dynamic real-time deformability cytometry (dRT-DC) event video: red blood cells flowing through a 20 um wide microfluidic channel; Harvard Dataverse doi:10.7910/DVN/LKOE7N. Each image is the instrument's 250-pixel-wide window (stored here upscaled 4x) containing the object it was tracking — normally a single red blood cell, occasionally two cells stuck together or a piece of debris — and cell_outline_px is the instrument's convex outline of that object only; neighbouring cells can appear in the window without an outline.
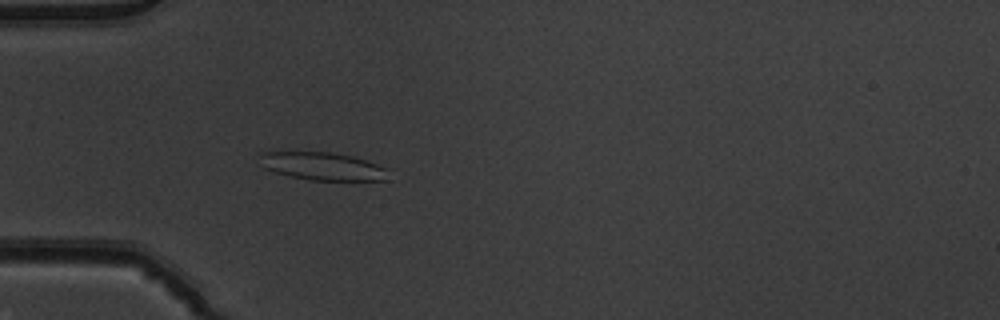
{"species": "common noctule bat (a hibernating species)", "species_latin": "Nyctalus noctula", "temperature_condition": "warm", "stored_images_in_passage": 53, "camera_frame_rate_fps": 3000, "um_per_image_px": 0.085, "animal": {"sex": "male", "body_mass_g": 19.5, "forearm_length_mm": 54.6}, "frame": {"image": 1, "passage_image": 17, "time_ms": 5.333, "image_size_px": [1000, 320], "cell_outline_px": [[388, 180], [308, 180], [288, 176], [264, 168], [260, 156], [260, 152], [296, 148], [328, 152], [352, 156], [376, 164], [384, 168]], "centroid_in_image_um": [27.27, 14.07], "position_along_channel_um": 57.7, "area_um2": 21.5}}
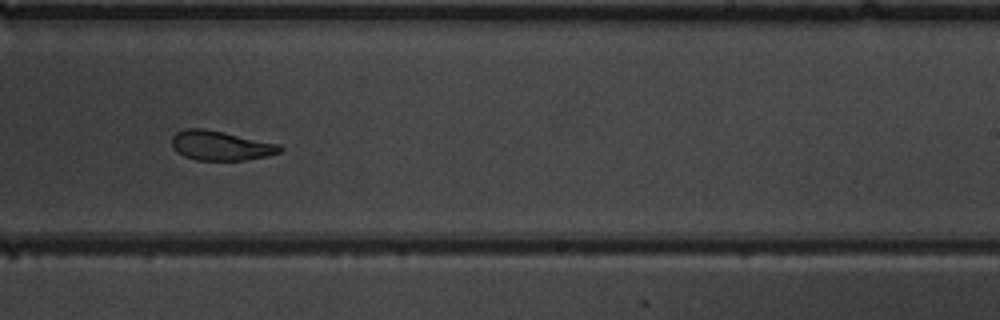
{"frame": {"image": 2, "passage_image": 34, "time_ms": 11.0, "image_size_px": [1000, 320], "cell_outline_px": [[284, 148], [280, 152], [268, 156], [244, 160], [196, 160], [184, 156], [176, 152], [172, 148], [172, 136], [176, 132], [184, 128], [204, 128], [224, 132], [280, 144]], "centroid_in_image_um": [18.74, 12.37], "position_along_channel_um": 270.3, "area_um2": 18.79}}
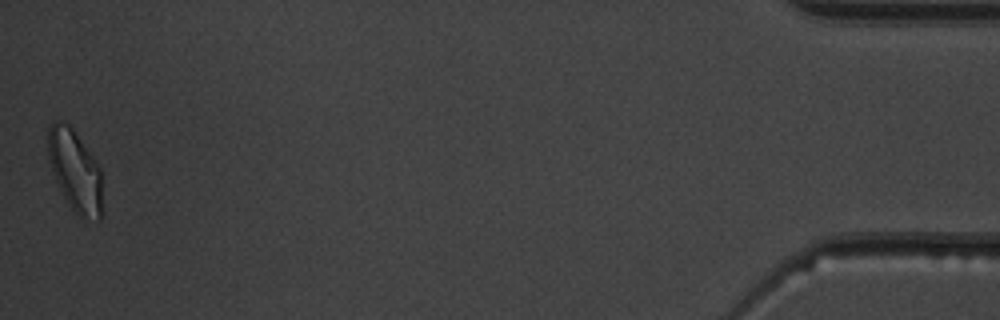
{"frame": {"image": 3, "passage_image": 53, "time_ms": 17.333, "image_size_px": [1000, 320], "cell_outline_px": [[100, 220], [80, 216], [72, 208], [64, 196], [52, 172], [48, 160], [48, 128], [56, 120], [68, 124], [72, 128], [92, 156], [100, 168]], "centroid_in_image_um": [6.34, 14.47], "position_along_channel_um": 428.9, "area_um2": 24.91}, "authors_computed_cell_mechanics": {"area_um2": 21.4438, "velocity_mm_per_s": 3.8782, "shape_relaxation_time_tau1_ms": null, "shape_relaxation_time_tau2_ms": 2.7665, "deformation_change_tau1": null, "deformation_change_tau2": 0.1017}}